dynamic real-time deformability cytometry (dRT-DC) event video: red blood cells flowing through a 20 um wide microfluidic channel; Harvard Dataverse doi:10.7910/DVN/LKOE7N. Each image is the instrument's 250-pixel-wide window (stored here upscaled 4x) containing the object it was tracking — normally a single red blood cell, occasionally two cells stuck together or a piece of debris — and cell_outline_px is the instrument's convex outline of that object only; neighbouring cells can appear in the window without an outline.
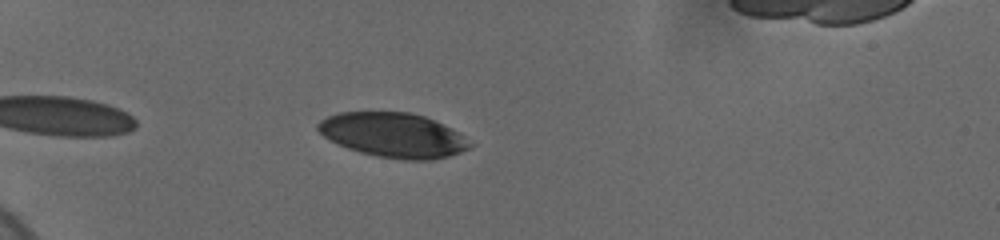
{"species": "human", "species_latin": "Homo sapiens", "temperature_condition": "cold", "stored_images_in_passage": 31, "camera_frame_rate_fps": 3000, "um_per_image_px": 0.085, "donor": {"sex": "female"}, "frame": {"image": 1, "passage_image": 2, "time_ms": 0.333, "image_size_px": [1000, 240], "cell_outline_px": [[476, 144], [460, 152], [448, 156], [432, 160], [404, 160], [376, 156], [360, 152], [348, 148], [324, 136], [316, 128], [316, 124], [320, 120], [328, 116], [340, 112], [408, 112], [424, 116], [452, 128], [460, 132]], "centroid_in_image_um": [33.48, 11.48], "position_along_channel_um": 51.5, "area_um2": 39.54}}
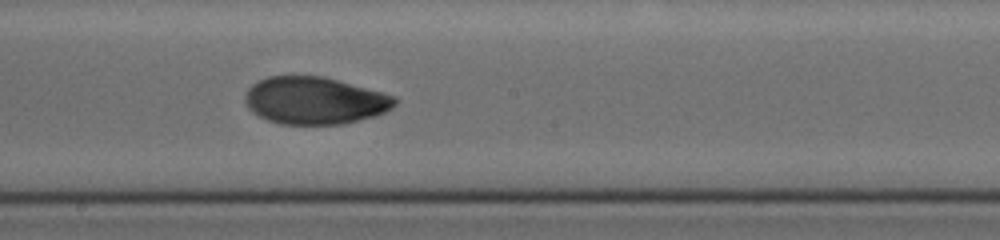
{"frame": {"image": 2, "passage_image": 19, "time_ms": 6.0, "image_size_px": [1000, 240], "cell_outline_px": [[396, 104], [392, 108], [376, 116], [344, 124], [280, 124], [268, 120], [252, 112], [244, 104], [244, 96], [248, 88], [252, 84], [268, 76], [324, 76], [384, 92], [396, 96]], "centroid_in_image_um": [26.76, 8.54], "position_along_channel_um": 221.4, "area_um2": 41.62}}
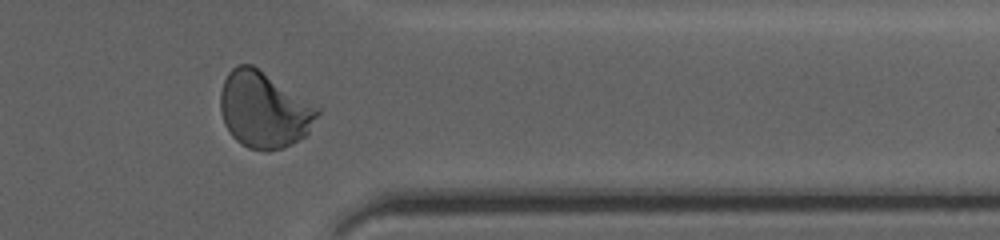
{"frame": {"image": 3, "passage_image": 28, "time_ms": 10.667, "image_size_px": [1000, 240], "cell_outline_px": [[320, 112], [308, 136], [284, 148], [268, 152], [264, 152], [248, 148], [240, 144], [232, 136], [224, 124], [220, 112], [220, 92], [224, 80], [228, 72], [236, 64], [252, 64], [320, 108]], "centroid_in_image_um": [22.44, 9.37], "position_along_channel_um": 389.0, "area_um2": 43.64}, "authors_computed_cell_mechanics": {"area_um2": 41.7316, "velocity_mm_per_s": 3.6647, "shape_relaxation_time_tau1_ms": 3.8952, "shape_relaxation_time_tau2_ms": 1.3662, "deformation_change_tau1": 0.1492, "deformation_change_tau2": 0.0497}}